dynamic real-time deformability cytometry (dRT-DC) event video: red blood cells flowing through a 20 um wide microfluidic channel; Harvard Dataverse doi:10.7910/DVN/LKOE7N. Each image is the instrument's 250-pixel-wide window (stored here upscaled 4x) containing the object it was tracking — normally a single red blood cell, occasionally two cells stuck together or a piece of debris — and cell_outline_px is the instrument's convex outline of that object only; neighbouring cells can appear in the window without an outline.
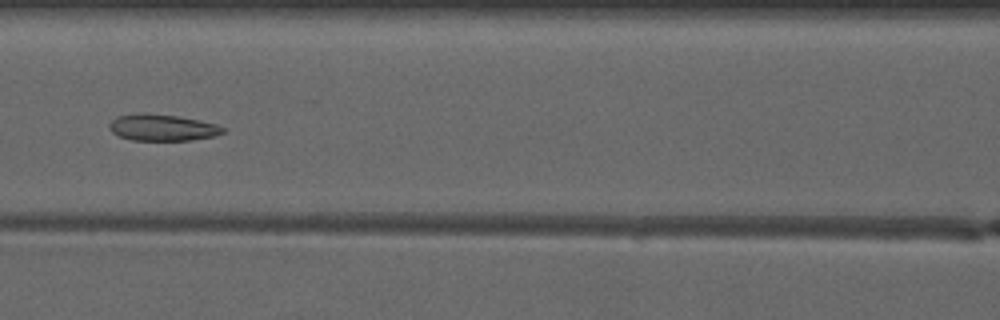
{"species": "common noctule bat (a hibernating species)", "species_latin": "Nyctalus noctula", "temperature_condition": "warm", "stored_images_in_passage": 5, "camera_frame_rate_fps": 3000, "um_per_image_px": 0.085, "animal": {"sex": "male", "forearm_length_mm": 52.5}, "frame": {"image": 1, "passage_image": 5, "time_ms": 4.667, "image_size_px": [1000, 320], "cell_outline_px": [[224, 132], [216, 136], [192, 140], [132, 140], [120, 136], [112, 132], [108, 128], [108, 124], [116, 116], [176, 116], [200, 120], [216, 124], [224, 128]], "centroid_in_image_um": [13.86, 10.89], "position_along_channel_um": 152.7, "area_um2": 16.76}}